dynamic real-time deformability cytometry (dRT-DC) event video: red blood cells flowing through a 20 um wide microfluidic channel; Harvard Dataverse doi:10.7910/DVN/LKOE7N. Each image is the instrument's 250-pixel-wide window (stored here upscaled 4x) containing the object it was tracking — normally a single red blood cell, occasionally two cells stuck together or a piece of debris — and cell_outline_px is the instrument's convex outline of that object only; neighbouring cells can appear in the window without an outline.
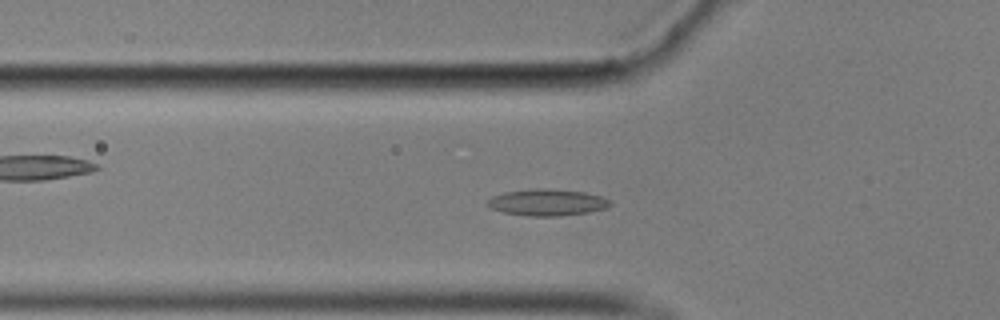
{"species": "common noctule bat (a hibernating species)", "species_latin": "Nyctalus noctula", "temperature_condition": "cold", "stored_images_in_passage": 57, "segment_of_instrument_passage": [1, 2], "camera_frame_rate_fps": 3000, "um_per_image_px": 0.085, "animal": {"sex": "male", "body_mass_g": 17.9}, "frame": {"image": 1, "passage_image": 19, "time_ms": 6.0, "image_size_px": [1000, 320], "cell_outline_px": [[612, 204], [608, 208], [588, 212], [560, 216], [528, 216], [504, 212], [492, 208], [488, 204], [488, 200], [492, 196], [504, 192], [536, 188], [552, 188], [584, 192], [600, 196], [608, 200]], "centroid_in_image_um": [46.53, 17.2], "position_along_channel_um": 79.3, "area_um2": 18.96}}
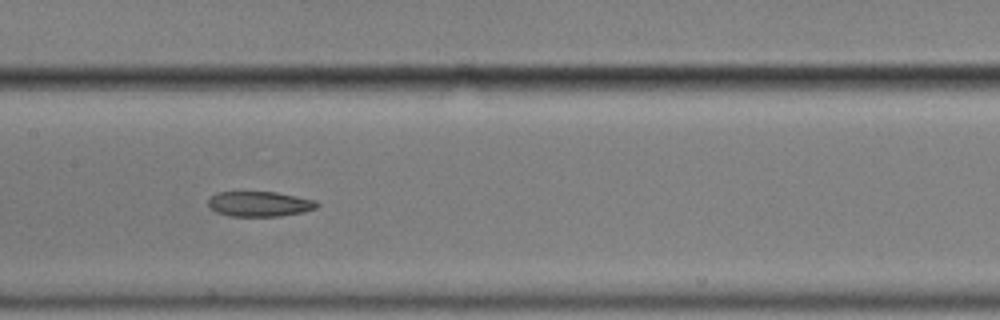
{"frame": {"image": 2, "passage_image": 28, "time_ms": 9.0, "image_size_px": [1000, 320], "cell_outline_px": [[320, 204], [316, 208], [304, 212], [276, 216], [232, 216], [216, 212], [208, 204], [208, 200], [216, 192], [276, 192], [316, 200]], "centroid_in_image_um": [22.09, 17.33], "position_along_channel_um": 185.3, "area_um2": 15.84}}
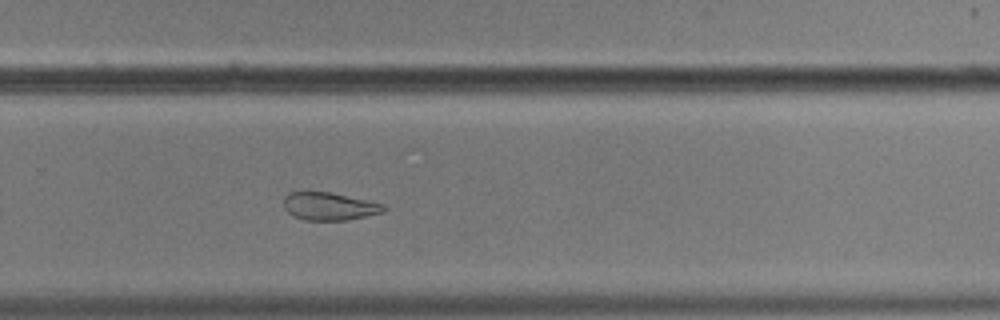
{"frame": {"image": 3, "passage_image": 38, "time_ms": 12.333, "image_size_px": [1000, 320], "cell_outline_px": [[388, 208], [384, 212], [348, 220], [304, 220], [288, 212], [284, 208], [284, 196], [288, 192], [332, 192], [384, 204]], "centroid_in_image_um": [28.01, 17.53], "position_along_channel_um": 301.8, "area_um2": 16.24}}